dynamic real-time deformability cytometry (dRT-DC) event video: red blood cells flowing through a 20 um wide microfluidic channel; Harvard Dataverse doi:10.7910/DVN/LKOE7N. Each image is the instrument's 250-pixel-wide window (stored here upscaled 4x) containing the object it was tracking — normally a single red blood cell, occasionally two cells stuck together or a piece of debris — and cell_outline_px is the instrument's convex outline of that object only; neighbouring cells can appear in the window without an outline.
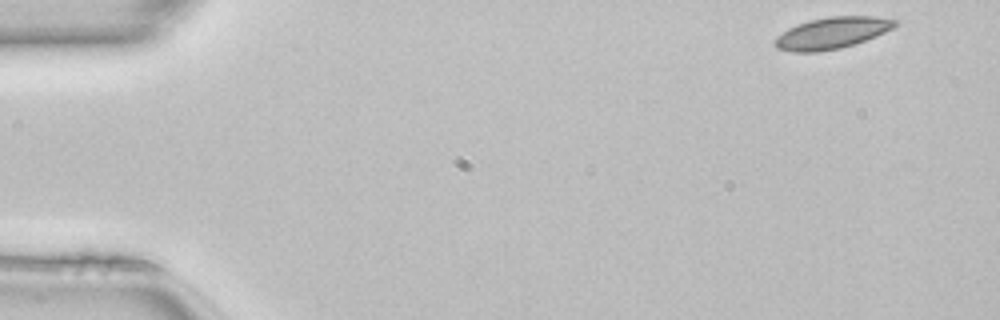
{"species": "common noctule bat (a hibernating species)", "species_latin": "Nyctalus noctula", "temperature_condition": "room temperature", "stored_images_in_passage": 47, "camera_frame_rate_fps": 3000, "um_per_image_px": 0.085, "animal": {"sex": "female", "body_mass_g": 22.7, "forearm_length_mm": 54.2}, "frame": {"image": 1, "passage_image": 1, "time_ms": 0.0, "image_size_px": [1000, 320], "cell_outline_px": [[900, 24], [876, 36], [840, 48], [816, 52], [792, 52], [776, 48], [776, 36], [788, 28], [796, 24], [828, 16], [876, 16], [900, 20]], "centroid_in_image_um": [70.74, 2.79], "position_along_channel_um": 14.3, "area_um2": 22.02}}
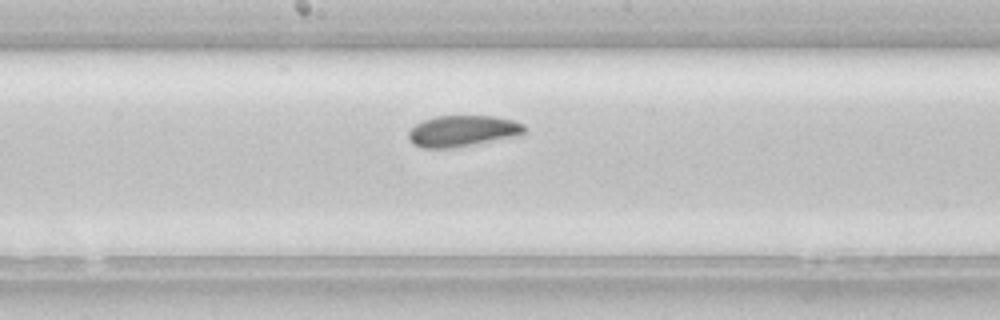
{"frame": {"image": 2, "passage_image": 24, "time_ms": 7.667, "image_size_px": [1000, 320], "cell_outline_px": [[528, 132], [524, 136], [452, 148], [420, 148], [412, 144], [408, 140], [408, 132], [416, 124], [424, 120], [436, 116], [492, 116], [512, 120], [524, 124], [528, 128]], "centroid_in_image_um": [39.39, 11.15], "position_along_channel_um": 208.8, "area_um2": 21.62}}
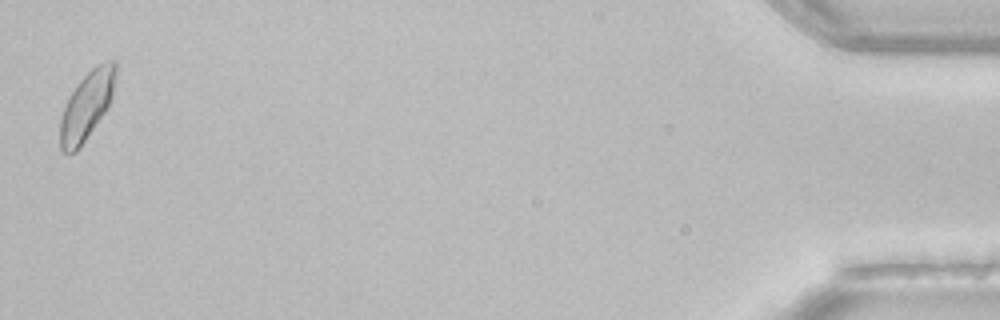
{"frame": {"image": 3, "passage_image": 47, "time_ms": 15.333, "image_size_px": [1000, 320], "cell_outline_px": [[116, 72], [112, 96], [108, 108], [80, 148], [76, 152], [64, 152], [60, 148], [60, 120], [68, 96], [80, 80], [96, 64], [108, 60], [116, 60]], "centroid_in_image_um": [7.38, 8.97], "position_along_channel_um": 427.8, "area_um2": 22.08}}